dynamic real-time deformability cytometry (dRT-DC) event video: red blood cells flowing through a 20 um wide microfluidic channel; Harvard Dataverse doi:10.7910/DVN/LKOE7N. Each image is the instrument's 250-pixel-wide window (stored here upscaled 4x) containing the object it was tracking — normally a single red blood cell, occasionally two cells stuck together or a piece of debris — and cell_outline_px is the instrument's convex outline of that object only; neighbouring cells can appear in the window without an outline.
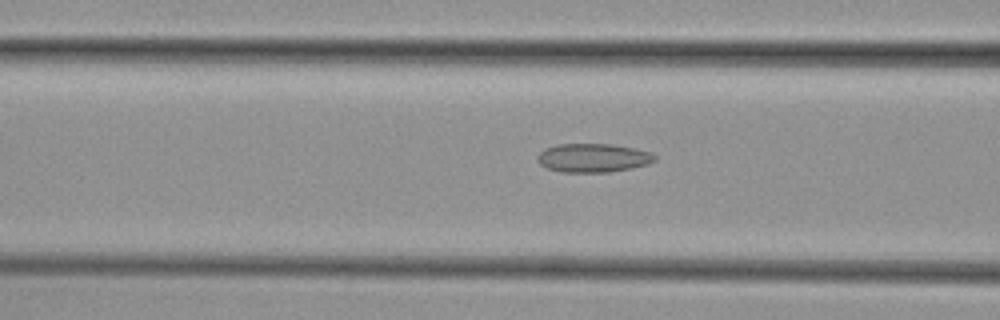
{"species": "common noctule bat (a hibernating species)", "species_latin": "Nyctalus noctula", "temperature_condition": "cold", "stored_images_in_passage": 44, "camera_frame_rate_fps": 3000, "um_per_image_px": 0.085, "animal": {"sex": "female", "body_mass_g": 29.2, "forearm_length_mm": 56.3}, "frame": {"image": 1, "passage_image": 21, "time_ms": 6.667, "image_size_px": [1000, 320], "cell_outline_px": [[656, 160], [648, 164], [632, 168], [608, 172], [560, 172], [548, 168], [540, 164], [536, 160], [536, 156], [544, 148], [556, 144], [612, 144], [652, 152], [656, 156]], "centroid_in_image_um": [50.39, 13.42], "position_along_channel_um": 116.2, "area_um2": 19.77}}
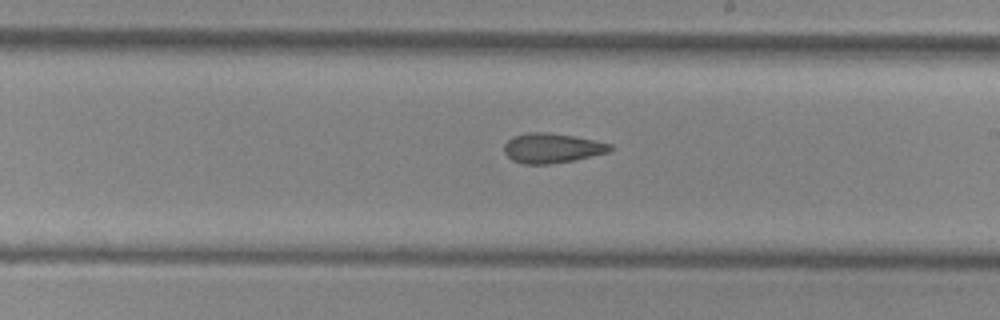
{"frame": {"image": 2, "passage_image": 31, "time_ms": 10.0, "image_size_px": [1000, 320], "cell_outline_px": [[612, 148], [608, 152], [576, 160], [552, 164], [524, 164], [512, 160], [504, 152], [504, 144], [512, 136], [528, 132], [548, 132], [596, 140], [612, 144]], "centroid_in_image_um": [46.91, 12.59], "position_along_channel_um": 242.1, "area_um2": 18.5}}
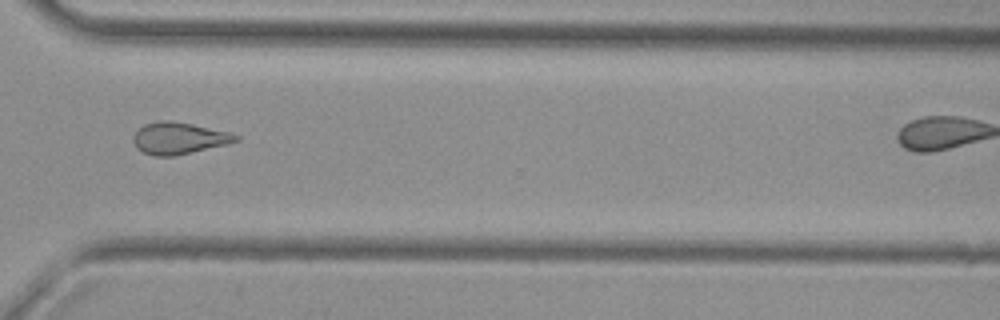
{"frame": {"image": 3, "passage_image": 40, "time_ms": 13.0, "image_size_px": [1000, 320], "cell_outline_px": [[240, 140], [228, 144], [172, 156], [152, 156], [136, 148], [132, 140], [132, 136], [144, 124], [160, 120], [168, 120], [192, 124], [228, 132], [240, 136]], "centroid_in_image_um": [15.18, 11.75], "position_along_channel_um": 355.4, "area_um2": 18.9}}